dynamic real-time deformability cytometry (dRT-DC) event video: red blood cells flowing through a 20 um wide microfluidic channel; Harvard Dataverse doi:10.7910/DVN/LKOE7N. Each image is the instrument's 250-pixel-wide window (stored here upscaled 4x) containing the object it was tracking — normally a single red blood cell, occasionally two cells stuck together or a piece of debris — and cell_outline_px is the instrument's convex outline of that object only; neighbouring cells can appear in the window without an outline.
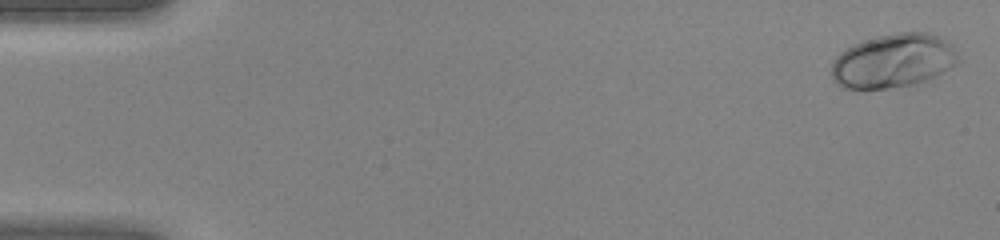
{"species": "human", "species_latin": "Homo sapiens", "temperature_condition": "warm", "stored_images_in_passage": 46, "camera_frame_rate_fps": 3000, "um_per_image_px": 0.085, "donor": {"sex": "female"}, "frame": {"image": 1, "passage_image": 1, "time_ms": 0.0, "image_size_px": [1000, 240], "cell_outline_px": [[960, 64], [916, 84], [860, 92], [844, 88], [836, 84], [832, 80], [832, 64], [836, 56], [840, 52], [864, 40], [896, 32], [928, 32], [940, 36], [948, 40], [952, 44], [960, 60]], "centroid_in_image_um": [75.93, 5.2], "position_along_channel_um": 9.1, "area_um2": 40.52}}
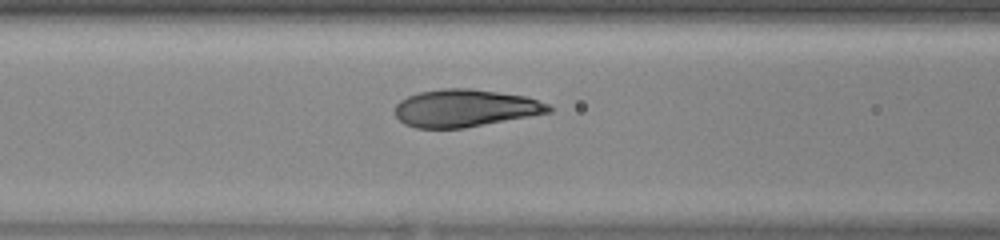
{"frame": {"image": 2, "passage_image": 20, "time_ms": 6.333, "image_size_px": [1000, 240], "cell_outline_px": [[552, 112], [464, 128], [416, 128], [404, 124], [396, 116], [396, 104], [400, 100], [408, 96], [420, 92], [444, 88], [472, 88], [524, 96], [548, 104], [552, 108]], "centroid_in_image_um": [39.52, 9.19], "position_along_channel_um": 127.1, "area_um2": 33.41}}
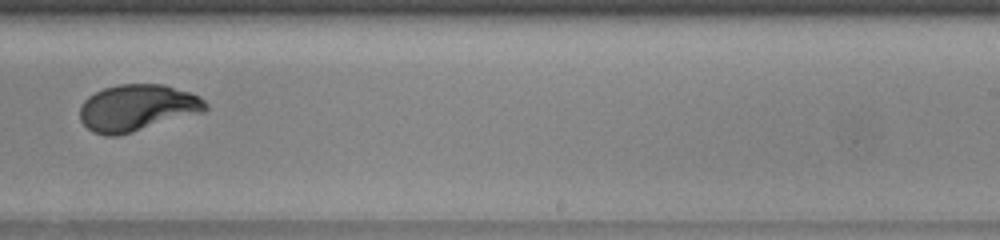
{"frame": {"image": 3, "passage_image": 30, "time_ms": 9.667, "image_size_px": [1000, 240], "cell_outline_px": [[208, 108], [204, 112], [116, 136], [104, 136], [92, 132], [80, 120], [80, 108], [84, 100], [88, 96], [104, 88], [116, 84], [164, 84], [200, 96], [208, 104]], "centroid_in_image_um": [11.66, 9.16], "position_along_channel_um": 277.3, "area_um2": 34.1}}